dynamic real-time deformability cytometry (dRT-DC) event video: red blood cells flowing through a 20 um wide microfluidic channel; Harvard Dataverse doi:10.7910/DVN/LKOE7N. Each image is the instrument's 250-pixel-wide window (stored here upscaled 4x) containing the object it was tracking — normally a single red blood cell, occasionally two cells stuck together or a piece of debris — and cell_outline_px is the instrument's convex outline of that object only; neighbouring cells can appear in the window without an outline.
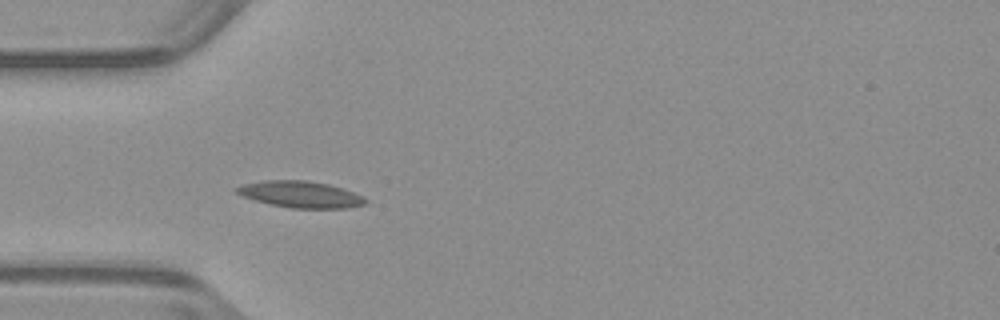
{"species": "common noctule bat (a hibernating species)", "species_latin": "Nyctalus noctula", "temperature_condition": "warm", "stored_images_in_passage": 34, "camera_frame_rate_fps": 3000, "um_per_image_px": 0.085, "animal": {"sex": "male", "body_mass_g": 23.1, "forearm_length_mm": 52.7}, "frame": {"image": 1, "passage_image": 1, "time_ms": 0.0, "image_size_px": [1000, 320], "cell_outline_px": [[368, 200], [364, 204], [348, 208], [292, 208], [268, 204], [244, 196], [236, 192], [232, 188], [244, 184], [264, 180], [304, 180], [328, 184], [344, 188], [364, 196]], "centroid_in_image_um": [25.56, 16.52], "position_along_channel_um": 59.4, "area_um2": 19.94}}
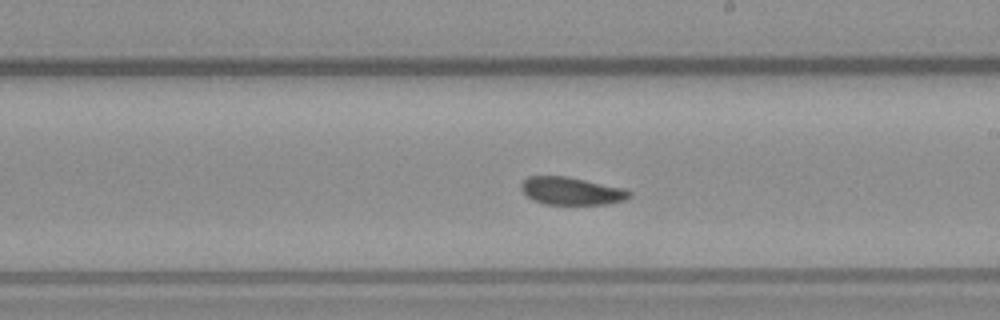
{"frame": {"image": 2, "passage_image": 15, "time_ms": 4.667, "image_size_px": [1000, 320], "cell_outline_px": [[632, 196], [628, 200], [608, 204], [544, 204], [528, 196], [520, 188], [520, 184], [528, 176], [568, 176], [624, 188], [632, 192]], "centroid_in_image_um": [48.63, 16.23], "position_along_channel_um": 240.4, "area_um2": 17.57}}
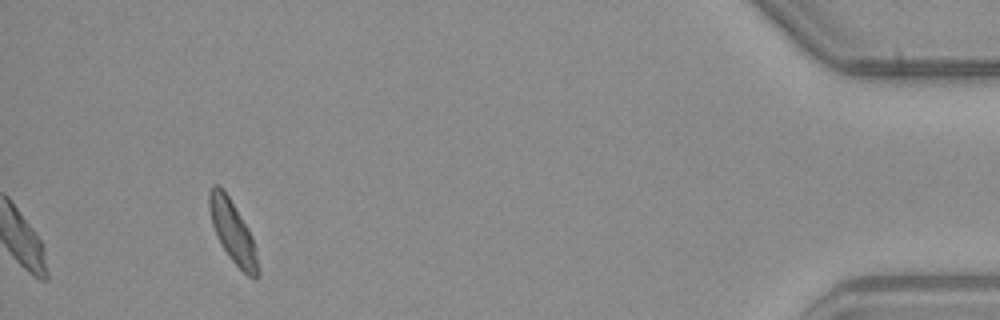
{"frame": {"image": 3, "passage_image": 34, "time_ms": 11.0, "image_size_px": [1000, 320], "cell_outline_px": [[260, 276], [256, 280], [248, 276], [228, 256], [212, 224], [208, 204], [208, 192], [212, 184], [216, 184], [224, 188], [248, 228], [252, 236], [256, 252], [260, 272]], "centroid_in_image_um": [19.79, 19.68], "position_along_channel_um": 415.4, "area_um2": 17.57}}